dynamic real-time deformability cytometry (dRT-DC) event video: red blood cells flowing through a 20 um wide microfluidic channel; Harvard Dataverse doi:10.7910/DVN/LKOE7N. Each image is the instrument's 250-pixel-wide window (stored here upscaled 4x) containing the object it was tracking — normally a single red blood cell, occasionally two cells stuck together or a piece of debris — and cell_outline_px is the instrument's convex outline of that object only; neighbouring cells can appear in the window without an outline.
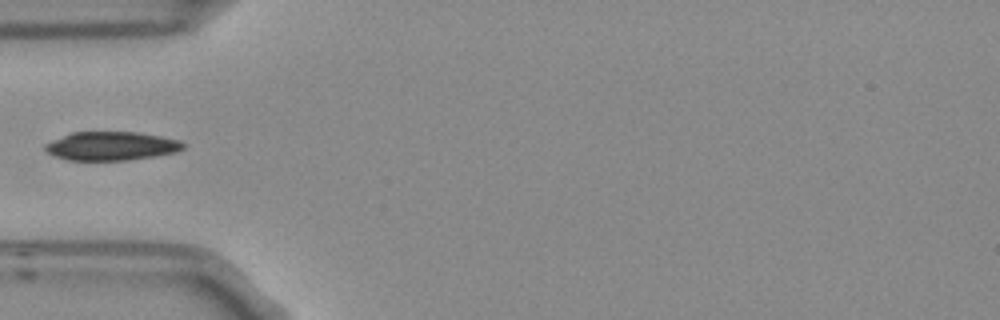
{"species": "Egyptian fruit bat (a non-hibernating species)", "species_latin": "Rousettus aegyptiacus", "temperature_condition": "room temperature", "stored_images_in_passage": 4, "camera_frame_rate_fps": 3000, "um_per_image_px": 0.085, "frame": {"image": 1, "passage_image": 3, "time_ms": 0.667, "image_size_px": [1000, 320], "cell_outline_px": [[184, 148], [176, 152], [156, 156], [128, 160], [64, 160], [48, 152], [44, 148], [44, 144], [52, 140], [72, 132], [136, 132], [160, 136], [180, 140], [184, 144]], "centroid_in_image_um": [9.46, 12.41], "position_along_channel_um": 75.5, "area_um2": 23.06}}